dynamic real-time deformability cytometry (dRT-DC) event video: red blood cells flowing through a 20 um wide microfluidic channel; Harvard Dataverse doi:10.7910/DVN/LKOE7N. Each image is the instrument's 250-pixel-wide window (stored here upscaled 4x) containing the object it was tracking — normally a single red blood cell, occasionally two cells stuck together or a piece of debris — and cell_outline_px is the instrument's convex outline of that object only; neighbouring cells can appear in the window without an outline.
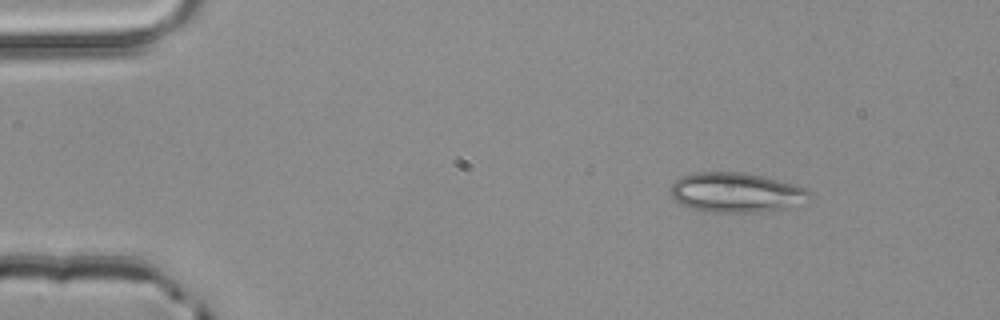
{"species": "common noctule bat (a hibernating species)", "species_latin": "Nyctalus noctula", "temperature_condition": "room temperature", "stored_images_in_passage": 3, "camera_frame_rate_fps": 3000, "um_per_image_px": 0.085, "animal": {"sex": "male", "body_mass_g": 20.4}, "frame": {"image": 1, "passage_image": 1, "time_ms": 0.0, "image_size_px": [1000, 320], "cell_outline_px": [[808, 192], [788, 208], [760, 212], [704, 212], [680, 204], [672, 200], [672, 184], [676, 180], [684, 176], [696, 172], [744, 172], [808, 188]], "centroid_in_image_um": [62.44, 16.37], "position_along_channel_um": 22.6, "area_um2": 31.39}}